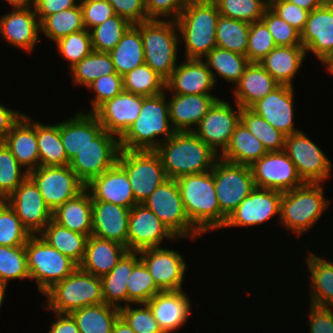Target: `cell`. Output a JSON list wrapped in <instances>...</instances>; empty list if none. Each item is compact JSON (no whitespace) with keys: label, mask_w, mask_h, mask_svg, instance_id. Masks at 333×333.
Here are the masks:
<instances>
[{"label":"cell","mask_w":333,"mask_h":333,"mask_svg":"<svg viewBox=\"0 0 333 333\" xmlns=\"http://www.w3.org/2000/svg\"><path fill=\"white\" fill-rule=\"evenodd\" d=\"M168 178L211 171L219 155L192 131L175 132L155 150Z\"/></svg>","instance_id":"6da1fadb"},{"label":"cell","mask_w":333,"mask_h":333,"mask_svg":"<svg viewBox=\"0 0 333 333\" xmlns=\"http://www.w3.org/2000/svg\"><path fill=\"white\" fill-rule=\"evenodd\" d=\"M189 221L202 233L223 228L227 218L221 213L213 169L176 179Z\"/></svg>","instance_id":"7a4b0ae2"},{"label":"cell","mask_w":333,"mask_h":333,"mask_svg":"<svg viewBox=\"0 0 333 333\" xmlns=\"http://www.w3.org/2000/svg\"><path fill=\"white\" fill-rule=\"evenodd\" d=\"M167 92L145 97L139 117L119 138L120 149L155 151L176 132L170 123ZM158 139V137L160 138ZM158 140H157V139Z\"/></svg>","instance_id":"3957f363"},{"label":"cell","mask_w":333,"mask_h":333,"mask_svg":"<svg viewBox=\"0 0 333 333\" xmlns=\"http://www.w3.org/2000/svg\"><path fill=\"white\" fill-rule=\"evenodd\" d=\"M220 17L213 0H189L175 20L185 43V57L203 59L216 47V27Z\"/></svg>","instance_id":"277c9868"},{"label":"cell","mask_w":333,"mask_h":333,"mask_svg":"<svg viewBox=\"0 0 333 333\" xmlns=\"http://www.w3.org/2000/svg\"><path fill=\"white\" fill-rule=\"evenodd\" d=\"M135 25L141 31L145 64L166 81L177 67L180 35L176 21L149 19Z\"/></svg>","instance_id":"5b68a950"},{"label":"cell","mask_w":333,"mask_h":333,"mask_svg":"<svg viewBox=\"0 0 333 333\" xmlns=\"http://www.w3.org/2000/svg\"><path fill=\"white\" fill-rule=\"evenodd\" d=\"M321 183H308L283 193L279 219L286 229L303 235L319 221L329 201Z\"/></svg>","instance_id":"8992f818"},{"label":"cell","mask_w":333,"mask_h":333,"mask_svg":"<svg viewBox=\"0 0 333 333\" xmlns=\"http://www.w3.org/2000/svg\"><path fill=\"white\" fill-rule=\"evenodd\" d=\"M44 296L46 308L54 313L70 314L86 306L104 303L101 277L77 267L68 277L56 283Z\"/></svg>","instance_id":"52a82bcc"},{"label":"cell","mask_w":333,"mask_h":333,"mask_svg":"<svg viewBox=\"0 0 333 333\" xmlns=\"http://www.w3.org/2000/svg\"><path fill=\"white\" fill-rule=\"evenodd\" d=\"M27 269L44 295L56 283L68 277L78 265L49 245L39 235H31L25 244Z\"/></svg>","instance_id":"ba28073f"},{"label":"cell","mask_w":333,"mask_h":333,"mask_svg":"<svg viewBox=\"0 0 333 333\" xmlns=\"http://www.w3.org/2000/svg\"><path fill=\"white\" fill-rule=\"evenodd\" d=\"M177 238L197 239L202 233L189 221L176 180L168 178L143 202Z\"/></svg>","instance_id":"9c48e42d"},{"label":"cell","mask_w":333,"mask_h":333,"mask_svg":"<svg viewBox=\"0 0 333 333\" xmlns=\"http://www.w3.org/2000/svg\"><path fill=\"white\" fill-rule=\"evenodd\" d=\"M117 163L127 173L138 204H142L159 185L168 179L156 151L121 149Z\"/></svg>","instance_id":"30bf717a"},{"label":"cell","mask_w":333,"mask_h":333,"mask_svg":"<svg viewBox=\"0 0 333 333\" xmlns=\"http://www.w3.org/2000/svg\"><path fill=\"white\" fill-rule=\"evenodd\" d=\"M213 177L220 211L226 218L256 188L250 166L220 158L214 164Z\"/></svg>","instance_id":"8fae6325"},{"label":"cell","mask_w":333,"mask_h":333,"mask_svg":"<svg viewBox=\"0 0 333 333\" xmlns=\"http://www.w3.org/2000/svg\"><path fill=\"white\" fill-rule=\"evenodd\" d=\"M28 177L35 183L52 212L76 197L86 186L69 165L39 166L30 171Z\"/></svg>","instance_id":"7c38bea8"},{"label":"cell","mask_w":333,"mask_h":333,"mask_svg":"<svg viewBox=\"0 0 333 333\" xmlns=\"http://www.w3.org/2000/svg\"><path fill=\"white\" fill-rule=\"evenodd\" d=\"M120 150L119 138L104 130L77 153L69 166L87 185L94 177L101 175L117 163Z\"/></svg>","instance_id":"4fadbf2b"},{"label":"cell","mask_w":333,"mask_h":333,"mask_svg":"<svg viewBox=\"0 0 333 333\" xmlns=\"http://www.w3.org/2000/svg\"><path fill=\"white\" fill-rule=\"evenodd\" d=\"M284 151L304 182L323 183L330 177V159L303 131L286 136Z\"/></svg>","instance_id":"5bb4252c"},{"label":"cell","mask_w":333,"mask_h":333,"mask_svg":"<svg viewBox=\"0 0 333 333\" xmlns=\"http://www.w3.org/2000/svg\"><path fill=\"white\" fill-rule=\"evenodd\" d=\"M235 105L237 111L230 103L218 99L192 131L218 155L226 149L236 126L240 123L242 108L237 103Z\"/></svg>","instance_id":"9a60e30c"},{"label":"cell","mask_w":333,"mask_h":333,"mask_svg":"<svg viewBox=\"0 0 333 333\" xmlns=\"http://www.w3.org/2000/svg\"><path fill=\"white\" fill-rule=\"evenodd\" d=\"M256 187L282 193L293 190L305 182L286 152H267L250 166Z\"/></svg>","instance_id":"2e32d148"},{"label":"cell","mask_w":333,"mask_h":333,"mask_svg":"<svg viewBox=\"0 0 333 333\" xmlns=\"http://www.w3.org/2000/svg\"><path fill=\"white\" fill-rule=\"evenodd\" d=\"M5 201L15 211L22 225L31 235H38L52 220V211L29 177Z\"/></svg>","instance_id":"e0dca14e"},{"label":"cell","mask_w":333,"mask_h":333,"mask_svg":"<svg viewBox=\"0 0 333 333\" xmlns=\"http://www.w3.org/2000/svg\"><path fill=\"white\" fill-rule=\"evenodd\" d=\"M138 254L161 291L183 290L182 281L187 265L180 253L155 247L140 250Z\"/></svg>","instance_id":"ac0fdd59"},{"label":"cell","mask_w":333,"mask_h":333,"mask_svg":"<svg viewBox=\"0 0 333 333\" xmlns=\"http://www.w3.org/2000/svg\"><path fill=\"white\" fill-rule=\"evenodd\" d=\"M177 240L160 219L143 203L131 208L128 221L127 249L138 252L161 247L163 240Z\"/></svg>","instance_id":"d6986e66"},{"label":"cell","mask_w":333,"mask_h":333,"mask_svg":"<svg viewBox=\"0 0 333 333\" xmlns=\"http://www.w3.org/2000/svg\"><path fill=\"white\" fill-rule=\"evenodd\" d=\"M282 195L277 190L256 187L228 216L223 228L255 226L280 215Z\"/></svg>","instance_id":"ffe728a7"},{"label":"cell","mask_w":333,"mask_h":333,"mask_svg":"<svg viewBox=\"0 0 333 333\" xmlns=\"http://www.w3.org/2000/svg\"><path fill=\"white\" fill-rule=\"evenodd\" d=\"M301 42L306 54L313 53L323 65L333 60V3L324 2L309 12Z\"/></svg>","instance_id":"44dd1931"},{"label":"cell","mask_w":333,"mask_h":333,"mask_svg":"<svg viewBox=\"0 0 333 333\" xmlns=\"http://www.w3.org/2000/svg\"><path fill=\"white\" fill-rule=\"evenodd\" d=\"M144 98L123 90L101 104L93 114L104 130L120 138L139 117Z\"/></svg>","instance_id":"7402d4cb"},{"label":"cell","mask_w":333,"mask_h":333,"mask_svg":"<svg viewBox=\"0 0 333 333\" xmlns=\"http://www.w3.org/2000/svg\"><path fill=\"white\" fill-rule=\"evenodd\" d=\"M293 87L279 85L264 98L254 103L250 109L264 118L270 125L288 136L299 132L294 128Z\"/></svg>","instance_id":"603a6c76"},{"label":"cell","mask_w":333,"mask_h":333,"mask_svg":"<svg viewBox=\"0 0 333 333\" xmlns=\"http://www.w3.org/2000/svg\"><path fill=\"white\" fill-rule=\"evenodd\" d=\"M215 82L203 59H188L178 64L166 80L165 91L179 95H212Z\"/></svg>","instance_id":"cb8c5ba5"},{"label":"cell","mask_w":333,"mask_h":333,"mask_svg":"<svg viewBox=\"0 0 333 333\" xmlns=\"http://www.w3.org/2000/svg\"><path fill=\"white\" fill-rule=\"evenodd\" d=\"M85 188L90 191L92 201L110 202L130 209L138 204L127 173L118 163L94 177Z\"/></svg>","instance_id":"d4e9b609"},{"label":"cell","mask_w":333,"mask_h":333,"mask_svg":"<svg viewBox=\"0 0 333 333\" xmlns=\"http://www.w3.org/2000/svg\"><path fill=\"white\" fill-rule=\"evenodd\" d=\"M39 31L40 22L33 7L13 9L0 18V36L29 53L37 44Z\"/></svg>","instance_id":"484cf974"},{"label":"cell","mask_w":333,"mask_h":333,"mask_svg":"<svg viewBox=\"0 0 333 333\" xmlns=\"http://www.w3.org/2000/svg\"><path fill=\"white\" fill-rule=\"evenodd\" d=\"M130 208L110 202L92 201V235L127 247Z\"/></svg>","instance_id":"4316f807"},{"label":"cell","mask_w":333,"mask_h":333,"mask_svg":"<svg viewBox=\"0 0 333 333\" xmlns=\"http://www.w3.org/2000/svg\"><path fill=\"white\" fill-rule=\"evenodd\" d=\"M147 304L164 333L178 330L191 314V302L185 291H161Z\"/></svg>","instance_id":"83f0119b"},{"label":"cell","mask_w":333,"mask_h":333,"mask_svg":"<svg viewBox=\"0 0 333 333\" xmlns=\"http://www.w3.org/2000/svg\"><path fill=\"white\" fill-rule=\"evenodd\" d=\"M218 99L214 95L173 94L168 102L171 126L176 132L193 131Z\"/></svg>","instance_id":"f1b7e54d"},{"label":"cell","mask_w":333,"mask_h":333,"mask_svg":"<svg viewBox=\"0 0 333 333\" xmlns=\"http://www.w3.org/2000/svg\"><path fill=\"white\" fill-rule=\"evenodd\" d=\"M104 131L93 113L77 112L73 118L61 121L60 136L66 156L71 161L80 150Z\"/></svg>","instance_id":"f546056e"},{"label":"cell","mask_w":333,"mask_h":333,"mask_svg":"<svg viewBox=\"0 0 333 333\" xmlns=\"http://www.w3.org/2000/svg\"><path fill=\"white\" fill-rule=\"evenodd\" d=\"M18 163L28 172L39 167V147L36 138V122L24 114L4 139Z\"/></svg>","instance_id":"4dcf8cb0"},{"label":"cell","mask_w":333,"mask_h":333,"mask_svg":"<svg viewBox=\"0 0 333 333\" xmlns=\"http://www.w3.org/2000/svg\"><path fill=\"white\" fill-rule=\"evenodd\" d=\"M128 252L126 246L93 235L86 242L85 254L78 267L92 275L108 274Z\"/></svg>","instance_id":"1f68e13d"},{"label":"cell","mask_w":333,"mask_h":333,"mask_svg":"<svg viewBox=\"0 0 333 333\" xmlns=\"http://www.w3.org/2000/svg\"><path fill=\"white\" fill-rule=\"evenodd\" d=\"M280 84L260 65L249 63L244 74L235 84V103L241 108H250L258 100L267 96Z\"/></svg>","instance_id":"d6a6232c"},{"label":"cell","mask_w":333,"mask_h":333,"mask_svg":"<svg viewBox=\"0 0 333 333\" xmlns=\"http://www.w3.org/2000/svg\"><path fill=\"white\" fill-rule=\"evenodd\" d=\"M306 55L303 46H276L259 63L280 85L293 87Z\"/></svg>","instance_id":"836d02e7"},{"label":"cell","mask_w":333,"mask_h":333,"mask_svg":"<svg viewBox=\"0 0 333 333\" xmlns=\"http://www.w3.org/2000/svg\"><path fill=\"white\" fill-rule=\"evenodd\" d=\"M57 224L88 237L92 235V197L85 188L52 212Z\"/></svg>","instance_id":"e575fe53"},{"label":"cell","mask_w":333,"mask_h":333,"mask_svg":"<svg viewBox=\"0 0 333 333\" xmlns=\"http://www.w3.org/2000/svg\"><path fill=\"white\" fill-rule=\"evenodd\" d=\"M138 252L128 251L118 264L101 277L104 303L120 309L128 305L127 282L134 266L140 261Z\"/></svg>","instance_id":"d590c367"},{"label":"cell","mask_w":333,"mask_h":333,"mask_svg":"<svg viewBox=\"0 0 333 333\" xmlns=\"http://www.w3.org/2000/svg\"><path fill=\"white\" fill-rule=\"evenodd\" d=\"M305 260L310 272V304L333 307V262L310 251Z\"/></svg>","instance_id":"8d00e7d4"},{"label":"cell","mask_w":333,"mask_h":333,"mask_svg":"<svg viewBox=\"0 0 333 333\" xmlns=\"http://www.w3.org/2000/svg\"><path fill=\"white\" fill-rule=\"evenodd\" d=\"M267 153L263 144L241 122L236 126L221 160L251 166Z\"/></svg>","instance_id":"74e56055"},{"label":"cell","mask_w":333,"mask_h":333,"mask_svg":"<svg viewBox=\"0 0 333 333\" xmlns=\"http://www.w3.org/2000/svg\"><path fill=\"white\" fill-rule=\"evenodd\" d=\"M109 54L116 73L121 76L143 65L145 57L140 29L132 24Z\"/></svg>","instance_id":"f35d334b"},{"label":"cell","mask_w":333,"mask_h":333,"mask_svg":"<svg viewBox=\"0 0 333 333\" xmlns=\"http://www.w3.org/2000/svg\"><path fill=\"white\" fill-rule=\"evenodd\" d=\"M38 235L77 265L82 262L88 239L87 235L71 231L53 220Z\"/></svg>","instance_id":"ab89813d"},{"label":"cell","mask_w":333,"mask_h":333,"mask_svg":"<svg viewBox=\"0 0 333 333\" xmlns=\"http://www.w3.org/2000/svg\"><path fill=\"white\" fill-rule=\"evenodd\" d=\"M80 333H112V328L120 316L118 308L106 303L86 306L70 313Z\"/></svg>","instance_id":"60d3db41"},{"label":"cell","mask_w":333,"mask_h":333,"mask_svg":"<svg viewBox=\"0 0 333 333\" xmlns=\"http://www.w3.org/2000/svg\"><path fill=\"white\" fill-rule=\"evenodd\" d=\"M39 147V166H66L70 164L60 136V123L44 125L36 122Z\"/></svg>","instance_id":"b9f144b4"},{"label":"cell","mask_w":333,"mask_h":333,"mask_svg":"<svg viewBox=\"0 0 333 333\" xmlns=\"http://www.w3.org/2000/svg\"><path fill=\"white\" fill-rule=\"evenodd\" d=\"M205 57V63L211 71L215 84L217 83L216 75L218 74L227 82H231L235 85L240 80L244 74L245 68L250 63L246 56L217 46ZM213 69L216 72H214Z\"/></svg>","instance_id":"7bdbcfd3"},{"label":"cell","mask_w":333,"mask_h":333,"mask_svg":"<svg viewBox=\"0 0 333 333\" xmlns=\"http://www.w3.org/2000/svg\"><path fill=\"white\" fill-rule=\"evenodd\" d=\"M250 23L220 15L216 27V46L246 56Z\"/></svg>","instance_id":"ee69618b"},{"label":"cell","mask_w":333,"mask_h":333,"mask_svg":"<svg viewBox=\"0 0 333 333\" xmlns=\"http://www.w3.org/2000/svg\"><path fill=\"white\" fill-rule=\"evenodd\" d=\"M40 29L53 42L73 32L85 30L80 4L47 16L40 23Z\"/></svg>","instance_id":"f6af8a7d"},{"label":"cell","mask_w":333,"mask_h":333,"mask_svg":"<svg viewBox=\"0 0 333 333\" xmlns=\"http://www.w3.org/2000/svg\"><path fill=\"white\" fill-rule=\"evenodd\" d=\"M70 70L73 82L85 87L103 75L116 73L110 54L94 50Z\"/></svg>","instance_id":"bcb514c9"},{"label":"cell","mask_w":333,"mask_h":333,"mask_svg":"<svg viewBox=\"0 0 333 333\" xmlns=\"http://www.w3.org/2000/svg\"><path fill=\"white\" fill-rule=\"evenodd\" d=\"M240 122L260 140L267 152L284 150L286 135L250 108H242Z\"/></svg>","instance_id":"7dc6e473"},{"label":"cell","mask_w":333,"mask_h":333,"mask_svg":"<svg viewBox=\"0 0 333 333\" xmlns=\"http://www.w3.org/2000/svg\"><path fill=\"white\" fill-rule=\"evenodd\" d=\"M166 81L147 64L134 68L123 76V90L150 97L165 92Z\"/></svg>","instance_id":"c3c4849f"},{"label":"cell","mask_w":333,"mask_h":333,"mask_svg":"<svg viewBox=\"0 0 333 333\" xmlns=\"http://www.w3.org/2000/svg\"><path fill=\"white\" fill-rule=\"evenodd\" d=\"M131 25L127 19L115 14L102 24L90 29L92 49L110 53Z\"/></svg>","instance_id":"681fc988"},{"label":"cell","mask_w":333,"mask_h":333,"mask_svg":"<svg viewBox=\"0 0 333 333\" xmlns=\"http://www.w3.org/2000/svg\"><path fill=\"white\" fill-rule=\"evenodd\" d=\"M221 16L248 23L261 20L269 0H213Z\"/></svg>","instance_id":"f907efd6"},{"label":"cell","mask_w":333,"mask_h":333,"mask_svg":"<svg viewBox=\"0 0 333 333\" xmlns=\"http://www.w3.org/2000/svg\"><path fill=\"white\" fill-rule=\"evenodd\" d=\"M28 173L4 142H0V200H5L28 177Z\"/></svg>","instance_id":"816d5d0a"},{"label":"cell","mask_w":333,"mask_h":333,"mask_svg":"<svg viewBox=\"0 0 333 333\" xmlns=\"http://www.w3.org/2000/svg\"><path fill=\"white\" fill-rule=\"evenodd\" d=\"M30 278L25 246H0V284Z\"/></svg>","instance_id":"f5cc1de1"},{"label":"cell","mask_w":333,"mask_h":333,"mask_svg":"<svg viewBox=\"0 0 333 333\" xmlns=\"http://www.w3.org/2000/svg\"><path fill=\"white\" fill-rule=\"evenodd\" d=\"M161 290L156 286L145 264L140 260L133 268L127 282L128 305L147 303Z\"/></svg>","instance_id":"db71d44e"},{"label":"cell","mask_w":333,"mask_h":333,"mask_svg":"<svg viewBox=\"0 0 333 333\" xmlns=\"http://www.w3.org/2000/svg\"><path fill=\"white\" fill-rule=\"evenodd\" d=\"M30 236L15 211L0 200V246H25Z\"/></svg>","instance_id":"11a10c76"},{"label":"cell","mask_w":333,"mask_h":333,"mask_svg":"<svg viewBox=\"0 0 333 333\" xmlns=\"http://www.w3.org/2000/svg\"><path fill=\"white\" fill-rule=\"evenodd\" d=\"M55 43L58 54L70 62L69 68L73 67L93 51L90 32L86 29L73 32L58 39Z\"/></svg>","instance_id":"9f6ffc18"},{"label":"cell","mask_w":333,"mask_h":333,"mask_svg":"<svg viewBox=\"0 0 333 333\" xmlns=\"http://www.w3.org/2000/svg\"><path fill=\"white\" fill-rule=\"evenodd\" d=\"M277 45L262 21L250 23L246 57L250 63H259Z\"/></svg>","instance_id":"6f0895ef"},{"label":"cell","mask_w":333,"mask_h":333,"mask_svg":"<svg viewBox=\"0 0 333 333\" xmlns=\"http://www.w3.org/2000/svg\"><path fill=\"white\" fill-rule=\"evenodd\" d=\"M138 305L140 307L133 308L129 304L119 309L120 316L128 323L130 328L135 333H164L149 305L147 303Z\"/></svg>","instance_id":"680465c9"},{"label":"cell","mask_w":333,"mask_h":333,"mask_svg":"<svg viewBox=\"0 0 333 333\" xmlns=\"http://www.w3.org/2000/svg\"><path fill=\"white\" fill-rule=\"evenodd\" d=\"M261 20L266 24L277 46H302L301 33L276 15L269 7Z\"/></svg>","instance_id":"91938a15"},{"label":"cell","mask_w":333,"mask_h":333,"mask_svg":"<svg viewBox=\"0 0 333 333\" xmlns=\"http://www.w3.org/2000/svg\"><path fill=\"white\" fill-rule=\"evenodd\" d=\"M86 88L94 91L95 98L92 100V109L89 113H93L105 101L114 98L123 91V76L117 73L103 75L88 85Z\"/></svg>","instance_id":"94428289"},{"label":"cell","mask_w":333,"mask_h":333,"mask_svg":"<svg viewBox=\"0 0 333 333\" xmlns=\"http://www.w3.org/2000/svg\"><path fill=\"white\" fill-rule=\"evenodd\" d=\"M79 4L83 12L84 27L88 31L115 15L107 0H79Z\"/></svg>","instance_id":"6125c7cd"},{"label":"cell","mask_w":333,"mask_h":333,"mask_svg":"<svg viewBox=\"0 0 333 333\" xmlns=\"http://www.w3.org/2000/svg\"><path fill=\"white\" fill-rule=\"evenodd\" d=\"M269 8L300 33L304 30L309 11L285 0H269Z\"/></svg>","instance_id":"be15d7a7"},{"label":"cell","mask_w":333,"mask_h":333,"mask_svg":"<svg viewBox=\"0 0 333 333\" xmlns=\"http://www.w3.org/2000/svg\"><path fill=\"white\" fill-rule=\"evenodd\" d=\"M189 0H144L148 19L176 20ZM167 17V18H166Z\"/></svg>","instance_id":"e7e4bbea"},{"label":"cell","mask_w":333,"mask_h":333,"mask_svg":"<svg viewBox=\"0 0 333 333\" xmlns=\"http://www.w3.org/2000/svg\"><path fill=\"white\" fill-rule=\"evenodd\" d=\"M113 7L114 13L124 17L131 24L149 20L145 10L144 0H107Z\"/></svg>","instance_id":"03108f58"},{"label":"cell","mask_w":333,"mask_h":333,"mask_svg":"<svg viewBox=\"0 0 333 333\" xmlns=\"http://www.w3.org/2000/svg\"><path fill=\"white\" fill-rule=\"evenodd\" d=\"M310 333H333V310L310 304Z\"/></svg>","instance_id":"003e7915"},{"label":"cell","mask_w":333,"mask_h":333,"mask_svg":"<svg viewBox=\"0 0 333 333\" xmlns=\"http://www.w3.org/2000/svg\"><path fill=\"white\" fill-rule=\"evenodd\" d=\"M77 0H34V10L41 23L47 16L78 6Z\"/></svg>","instance_id":"a7ac6f4b"},{"label":"cell","mask_w":333,"mask_h":333,"mask_svg":"<svg viewBox=\"0 0 333 333\" xmlns=\"http://www.w3.org/2000/svg\"><path fill=\"white\" fill-rule=\"evenodd\" d=\"M24 113L7 108L0 103V142H3L13 126L21 119Z\"/></svg>","instance_id":"89a4df30"},{"label":"cell","mask_w":333,"mask_h":333,"mask_svg":"<svg viewBox=\"0 0 333 333\" xmlns=\"http://www.w3.org/2000/svg\"><path fill=\"white\" fill-rule=\"evenodd\" d=\"M56 321L51 323L48 333H80L77 324L70 314L55 313Z\"/></svg>","instance_id":"2644e50d"},{"label":"cell","mask_w":333,"mask_h":333,"mask_svg":"<svg viewBox=\"0 0 333 333\" xmlns=\"http://www.w3.org/2000/svg\"><path fill=\"white\" fill-rule=\"evenodd\" d=\"M297 5L309 12L313 11L314 9L320 7L324 0H285Z\"/></svg>","instance_id":"8c879c8a"},{"label":"cell","mask_w":333,"mask_h":333,"mask_svg":"<svg viewBox=\"0 0 333 333\" xmlns=\"http://www.w3.org/2000/svg\"><path fill=\"white\" fill-rule=\"evenodd\" d=\"M112 333H135V332L130 328L128 323L121 316H119L113 325Z\"/></svg>","instance_id":"753ad0ef"},{"label":"cell","mask_w":333,"mask_h":333,"mask_svg":"<svg viewBox=\"0 0 333 333\" xmlns=\"http://www.w3.org/2000/svg\"><path fill=\"white\" fill-rule=\"evenodd\" d=\"M12 9H26L34 7V0H6ZM32 5V6H31Z\"/></svg>","instance_id":"34e18365"},{"label":"cell","mask_w":333,"mask_h":333,"mask_svg":"<svg viewBox=\"0 0 333 333\" xmlns=\"http://www.w3.org/2000/svg\"><path fill=\"white\" fill-rule=\"evenodd\" d=\"M6 287H7L6 285L0 284V308H1V305L3 304V302H4Z\"/></svg>","instance_id":"11e5206c"},{"label":"cell","mask_w":333,"mask_h":333,"mask_svg":"<svg viewBox=\"0 0 333 333\" xmlns=\"http://www.w3.org/2000/svg\"><path fill=\"white\" fill-rule=\"evenodd\" d=\"M326 69L333 75V60L326 66Z\"/></svg>","instance_id":"2a66077c"},{"label":"cell","mask_w":333,"mask_h":333,"mask_svg":"<svg viewBox=\"0 0 333 333\" xmlns=\"http://www.w3.org/2000/svg\"><path fill=\"white\" fill-rule=\"evenodd\" d=\"M326 3H333V0H324Z\"/></svg>","instance_id":"b9fcfbb0"}]
</instances>
